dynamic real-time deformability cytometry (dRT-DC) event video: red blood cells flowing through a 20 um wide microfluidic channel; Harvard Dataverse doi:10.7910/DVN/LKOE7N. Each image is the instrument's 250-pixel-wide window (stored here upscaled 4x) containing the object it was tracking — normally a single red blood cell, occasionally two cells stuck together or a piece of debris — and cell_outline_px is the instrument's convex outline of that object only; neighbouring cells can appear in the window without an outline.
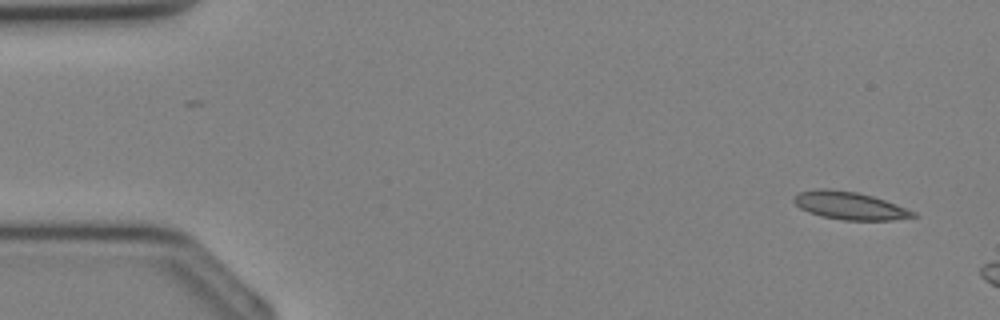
{"species": "Egyptian fruit bat (a non-hibernating species)", "species_latin": "Rousettus aegyptiacus", "temperature_condition": "cold", "stored_images_in_passage": 6, "camera_frame_rate_fps": 3000, "um_per_image_px": 0.085, "animal": {"sex": "female"}, "frame": {"image": 1, "passage_image": 2, "time_ms": 0.333, "image_size_px": [1000, 320], "cell_outline_px": [[920, 216], [892, 220], [844, 220], [820, 216], [808, 212], [800, 208], [792, 200], [800, 192], [820, 188], [828, 188], [856, 192], [872, 196], [896, 204], [916, 212]], "centroid_in_image_um": [72.24, 17.48], "position_along_channel_um": 12.8, "area_um2": 19.25}}